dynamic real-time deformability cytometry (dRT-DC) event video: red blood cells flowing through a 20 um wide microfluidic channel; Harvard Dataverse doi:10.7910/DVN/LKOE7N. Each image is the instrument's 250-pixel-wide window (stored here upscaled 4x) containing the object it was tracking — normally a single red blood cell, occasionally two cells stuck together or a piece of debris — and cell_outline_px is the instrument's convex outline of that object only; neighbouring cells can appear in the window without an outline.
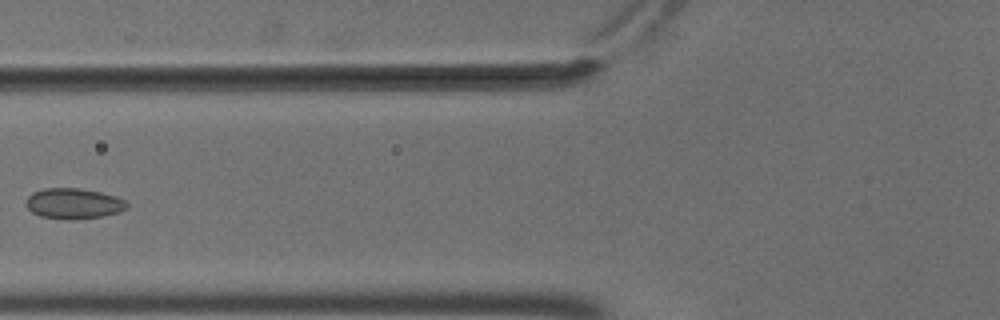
{"species": "common noctule bat (a hibernating species)", "species_latin": "Nyctalus noctula", "temperature_condition": "cold", "stored_images_in_passage": 7, "camera_frame_rate_fps": 3000, "um_per_image_px": 0.085, "animal": {"sex": "male", "body_mass_g": 18.8}, "frame": {"image": 1, "passage_image": 6, "time_ms": 1.667, "image_size_px": [1000, 320], "cell_outline_px": [[128, 208], [120, 212], [104, 216], [40, 216], [32, 212], [24, 204], [28, 196], [32, 192], [44, 188], [76, 188], [100, 192], [116, 196], [124, 200], [128, 204]], "centroid_in_image_um": [6.26, 17.24], "position_along_channel_um": 119.5, "area_um2": 17.17}}
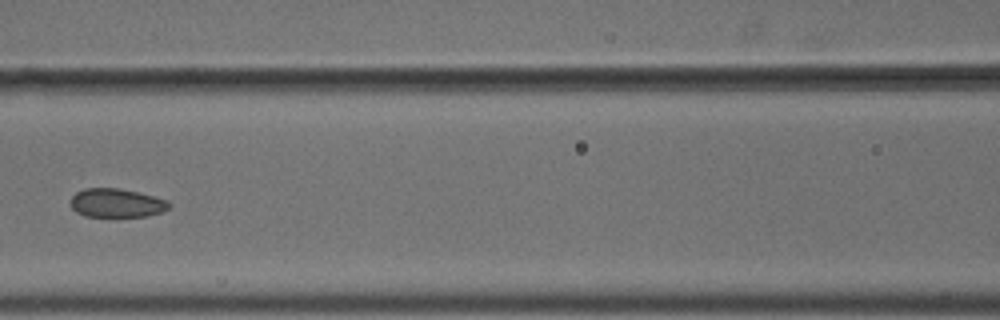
{"frame": {"image": 2, "passage_image": 7, "time_ms": 2.0, "image_size_px": [1000, 320], "cell_outline_px": [[172, 204], [164, 212], [148, 216], [84, 216], [76, 212], [72, 208], [72, 196], [76, 192], [84, 188], [120, 188], [168, 200]], "centroid_in_image_um": [9.93, 17.25], "position_along_channel_um": 156.7, "area_um2": 16.47}}